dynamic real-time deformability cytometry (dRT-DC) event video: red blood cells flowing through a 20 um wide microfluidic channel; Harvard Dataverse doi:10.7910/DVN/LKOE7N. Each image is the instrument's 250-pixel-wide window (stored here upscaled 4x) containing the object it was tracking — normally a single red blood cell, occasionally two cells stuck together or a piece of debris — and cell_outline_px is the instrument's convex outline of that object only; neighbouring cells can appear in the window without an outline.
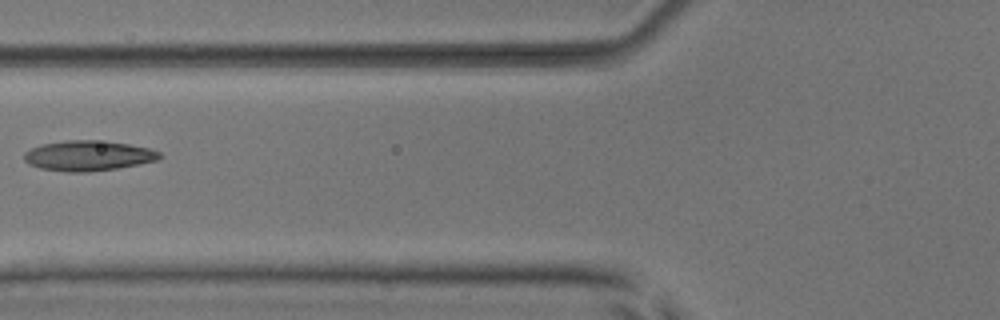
{"species": "common noctule bat (a hibernating species)", "species_latin": "Nyctalus noctula", "temperature_condition": "room temperature", "stored_images_in_passage": 7, "camera_frame_rate_fps": 3000, "um_per_image_px": 0.085, "animal": {"sex": "male", "body_mass_g": 17.9, "forearm_length_mm": 54.2}, "frame": {"image": 1, "passage_image": 7, "time_ms": 7.0, "image_size_px": [1000, 320], "cell_outline_px": [[164, 156], [160, 160], [140, 164], [116, 168], [88, 172], [68, 172], [40, 168], [28, 164], [24, 160], [24, 152], [40, 144], [68, 140], [92, 140], [128, 144], [148, 148], [160, 152]], "centroid_in_image_um": [7.51, 13.24], "position_along_channel_um": 118.3, "area_um2": 23.87}}